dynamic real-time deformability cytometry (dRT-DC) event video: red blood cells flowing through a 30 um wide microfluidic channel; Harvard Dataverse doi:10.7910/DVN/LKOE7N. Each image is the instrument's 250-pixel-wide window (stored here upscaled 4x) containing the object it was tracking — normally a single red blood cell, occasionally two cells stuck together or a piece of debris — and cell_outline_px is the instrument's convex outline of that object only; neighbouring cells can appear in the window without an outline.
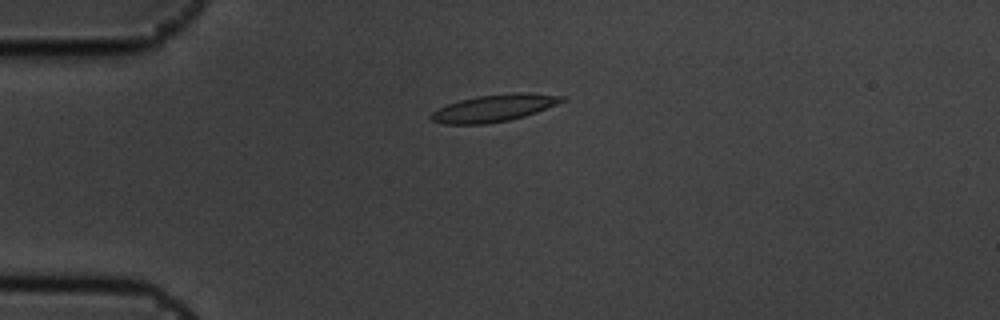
{"species": "common noctule bat (a hibernating species)", "species_latin": "Nyctalus noctula", "temperature_condition": "cold", "stored_images_in_passage": 43, "camera_frame_rate_fps": 3000, "um_per_image_px": 0.085, "animal": {"sex": "male", "body_mass_g": 19.5, "forearm_length_mm": 54.6}, "frame": {"image": 1, "passage_image": 2, "time_ms": 0.333, "image_size_px": [1000, 320], "cell_outline_px": [[564, 100], [556, 104], [536, 112], [524, 116], [508, 120], [484, 124], [444, 124], [432, 120], [428, 116], [432, 112], [448, 104], [460, 100], [476, 96], [512, 92], [532, 92], [564, 96]], "centroid_in_image_um": [41.99, 9.17], "position_along_channel_um": 43.0, "area_um2": 20.58}}
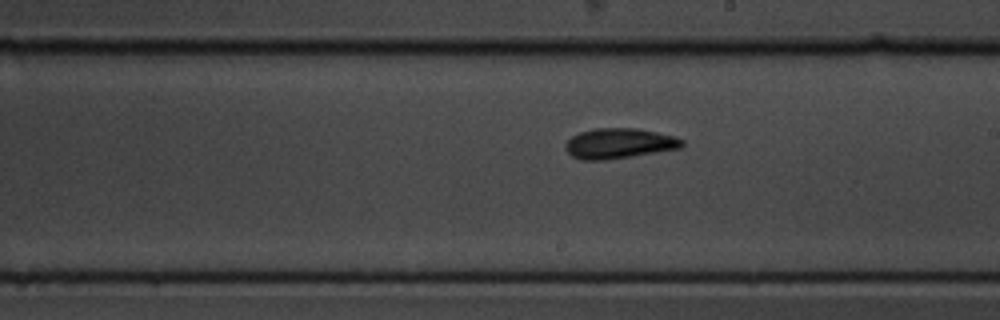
{"frame": {"image": 2, "passage_image": 20, "time_ms": 6.333, "image_size_px": [1000, 320], "cell_outline_px": [[684, 144], [680, 148], [632, 156], [600, 160], [584, 160], [572, 156], [568, 152], [564, 144], [572, 136], [580, 132], [596, 128], [636, 128], [656, 132], [672, 136], [684, 140]], "centroid_in_image_um": [52.61, 12.18], "position_along_channel_um": 236.4, "area_um2": 20.29}}
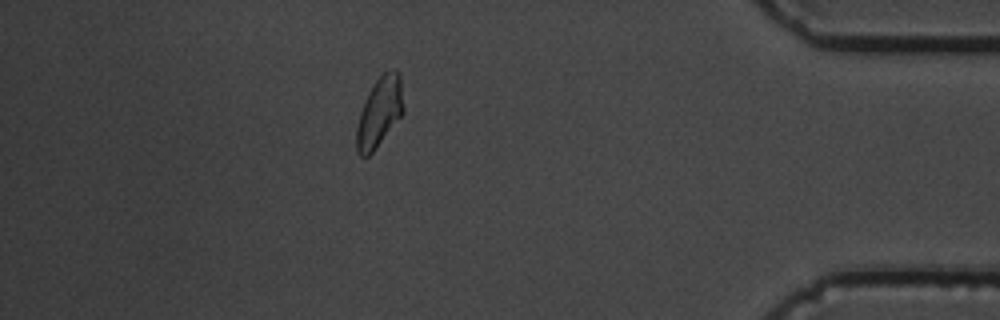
{"frame": {"image": 3, "passage_image": 37, "time_ms": 12.0, "image_size_px": [1000, 320], "cell_outline_px": [[404, 112], [372, 152], [368, 156], [360, 156], [356, 152], [356, 128], [360, 112], [364, 100], [368, 92], [376, 80], [384, 72], [400, 72], [404, 108]], "centroid_in_image_um": [32.24, 9.54], "position_along_channel_um": 403.0, "area_um2": 18.84}, "authors_computed_cell_mechanics": {"area_um2": 19.0162, "velocity_mm_per_s": 3.6435, "shape_relaxation_time_tau1_ms": 4.3538, "shape_relaxation_time_tau2_ms": 4.9295, "deformation_change_tau1": 0.1375, "deformation_change_tau2": 0.1006}}